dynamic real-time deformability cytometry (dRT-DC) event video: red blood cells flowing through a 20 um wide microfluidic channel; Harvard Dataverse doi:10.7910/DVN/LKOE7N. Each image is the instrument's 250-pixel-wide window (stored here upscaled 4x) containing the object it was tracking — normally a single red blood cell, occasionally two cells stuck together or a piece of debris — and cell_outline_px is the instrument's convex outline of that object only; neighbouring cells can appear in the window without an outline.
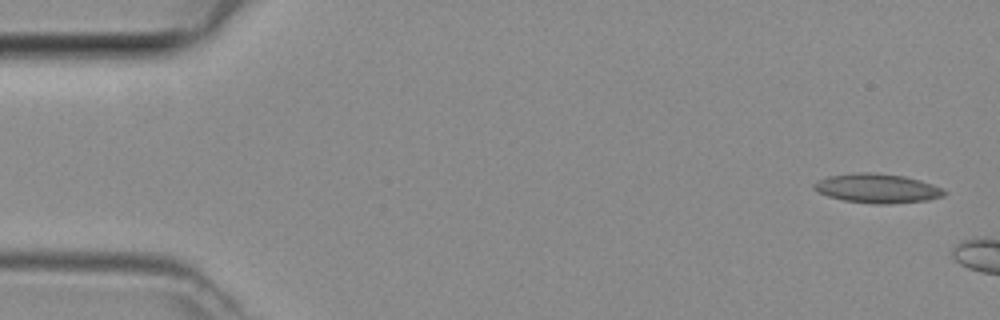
{"species": "common noctule bat (a hibernating species)", "species_latin": "Nyctalus noctula", "temperature_condition": "room temperature", "stored_images_in_passage": 3, "camera_frame_rate_fps": 3000, "um_per_image_px": 0.085, "animal": {"sex": "female", "body_mass_g": 29.2, "forearm_length_mm": 56.3}, "frame": {"image": 1, "passage_image": 1, "time_ms": 0.0, "image_size_px": [1000, 320], "cell_outline_px": [[948, 192], [944, 196], [928, 200], [888, 204], [872, 204], [844, 200], [828, 196], [812, 188], [812, 184], [816, 180], [828, 176], [860, 172], [868, 172], [904, 176], [920, 180], [932, 184]], "centroid_in_image_um": [74.55, 16.01], "position_along_channel_um": 10.4, "area_um2": 22.2}}